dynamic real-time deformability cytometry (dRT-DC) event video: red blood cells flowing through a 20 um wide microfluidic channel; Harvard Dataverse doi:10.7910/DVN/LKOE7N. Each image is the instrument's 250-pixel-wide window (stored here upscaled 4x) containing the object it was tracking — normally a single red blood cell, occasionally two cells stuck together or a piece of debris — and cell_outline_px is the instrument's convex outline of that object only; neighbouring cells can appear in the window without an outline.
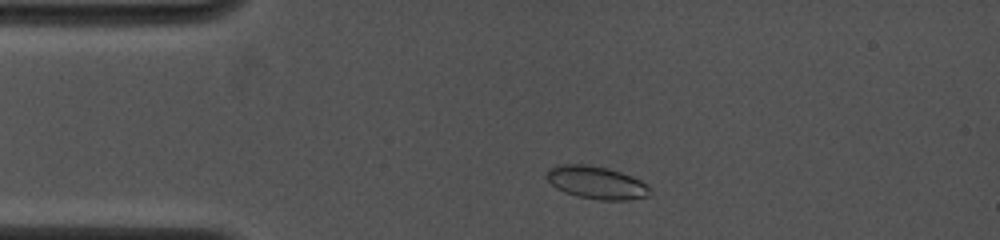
{"species": "common noctule bat (a hibernating species)", "species_latin": "Nyctalus noctula", "temperature_condition": "cold", "stored_images_in_passage": 9, "camera_frame_rate_fps": 4000, "um_per_image_px": 0.085, "animal": {"sex": "female", "body_mass_g": 19.0, "forearm_length_mm": 53.3}, "frame": {"image": 1, "passage_image": 3, "time_ms": 1.0, "image_size_px": [1000, 240], "cell_outline_px": [[652, 192], [648, 196], [628, 200], [600, 200], [576, 196], [564, 192], [556, 188], [544, 176], [548, 168], [560, 164], [588, 164], [608, 168], [632, 176], [648, 184], [652, 188]], "centroid_in_image_um": [50.7, 15.51], "position_along_channel_um": 34.3, "area_um2": 20.06}}
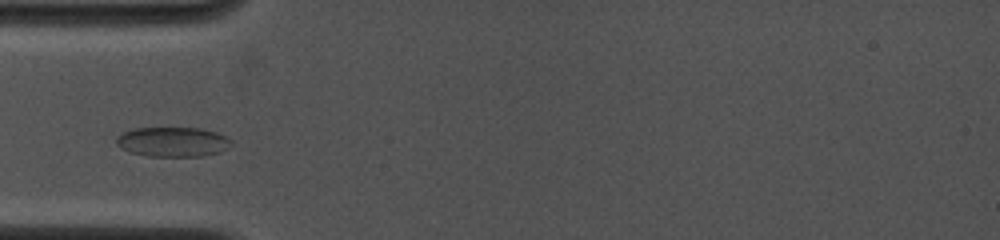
{"frame": {"image": 2, "passage_image": 6, "time_ms": 2.75, "image_size_px": [1000, 240], "cell_outline_px": [[232, 144], [228, 148], [220, 152], [200, 156], [148, 156], [132, 152], [120, 148], [116, 144], [116, 136], [124, 132], [136, 128], [200, 128], [216, 132], [232, 140]], "centroid_in_image_um": [14.69, 12.06], "position_along_channel_um": 70.3, "area_um2": 19.83}}
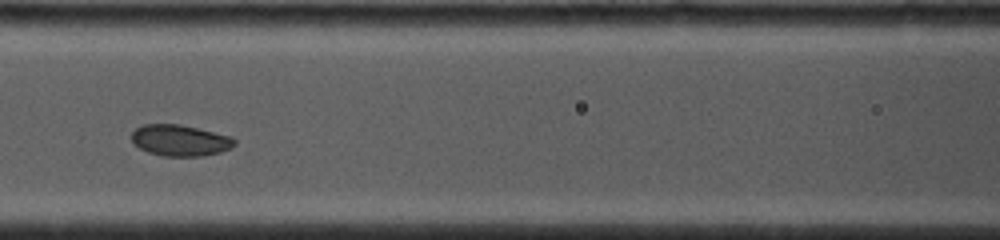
{"frame": {"image": 3, "passage_image": 8, "time_ms": 4.75, "image_size_px": [1000, 240], "cell_outline_px": [[236, 144], [220, 152], [200, 156], [164, 156], [148, 152], [140, 148], [132, 140], [132, 132], [136, 128], [144, 124], [180, 124], [232, 136], [236, 140]], "centroid_in_image_um": [15.32, 11.92], "position_along_channel_um": 151.3, "area_um2": 18.61}}